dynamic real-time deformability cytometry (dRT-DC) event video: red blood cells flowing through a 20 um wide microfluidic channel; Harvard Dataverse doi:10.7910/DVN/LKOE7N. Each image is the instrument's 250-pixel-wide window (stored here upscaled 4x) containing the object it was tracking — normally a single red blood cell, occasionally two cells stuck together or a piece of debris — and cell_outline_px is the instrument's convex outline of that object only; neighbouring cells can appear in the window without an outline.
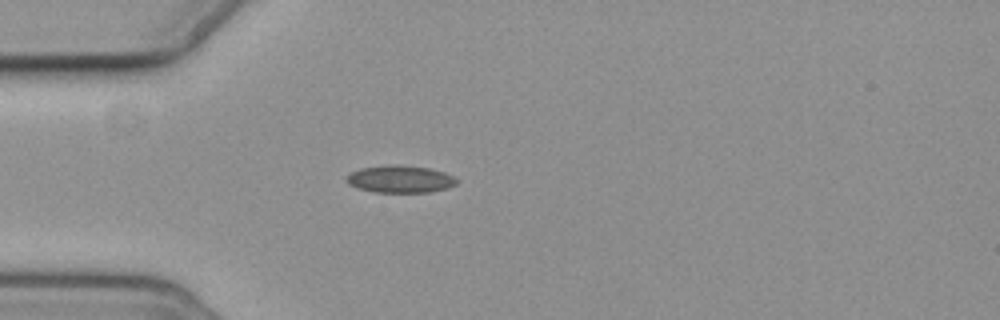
{"species": "common noctule bat (a hibernating species)", "species_latin": "Nyctalus noctula", "temperature_condition": "cold", "stored_images_in_passage": 4, "camera_frame_rate_fps": 3000, "um_per_image_px": 0.085, "animal": {"sex": "female", "body_mass_g": 19.3, "forearm_length_mm": 54.1}, "frame": {"image": 1, "passage_image": 4, "time_ms": 3.333, "image_size_px": [1000, 320], "cell_outline_px": [[460, 180], [456, 184], [448, 188], [432, 192], [372, 192], [356, 188], [348, 184], [344, 180], [344, 176], [360, 168], [388, 164], [396, 164], [428, 168], [444, 172]], "centroid_in_image_um": [33.97, 15.22], "position_along_channel_um": 51.0, "area_um2": 17.86}}